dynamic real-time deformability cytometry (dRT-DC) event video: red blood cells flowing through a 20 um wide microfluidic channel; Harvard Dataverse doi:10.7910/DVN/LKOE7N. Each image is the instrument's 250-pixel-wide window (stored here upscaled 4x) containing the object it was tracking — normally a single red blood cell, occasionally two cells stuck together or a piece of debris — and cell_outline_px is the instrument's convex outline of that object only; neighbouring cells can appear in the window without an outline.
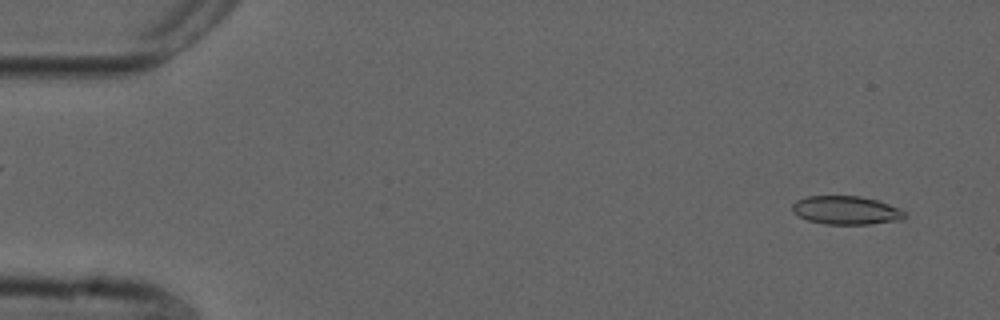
{"species": "common noctule bat (a hibernating species)", "species_latin": "Nyctalus noctula", "temperature_condition": "cold", "stored_images_in_passage": 54, "camera_frame_rate_fps": 3000, "um_per_image_px": 0.085, "animal": {"sex": "male", "forearm_length_mm": 52.5}, "frame": {"image": 1, "passage_image": 3, "time_ms": 0.667, "image_size_px": [1000, 320], "cell_outline_px": [[908, 216], [904, 220], [872, 224], [824, 224], [808, 220], [792, 212], [792, 204], [796, 200], [808, 196], [860, 196], [880, 200], [900, 208]], "centroid_in_image_um": [71.98, 17.87], "position_along_channel_um": 13.0, "area_um2": 18.96}}
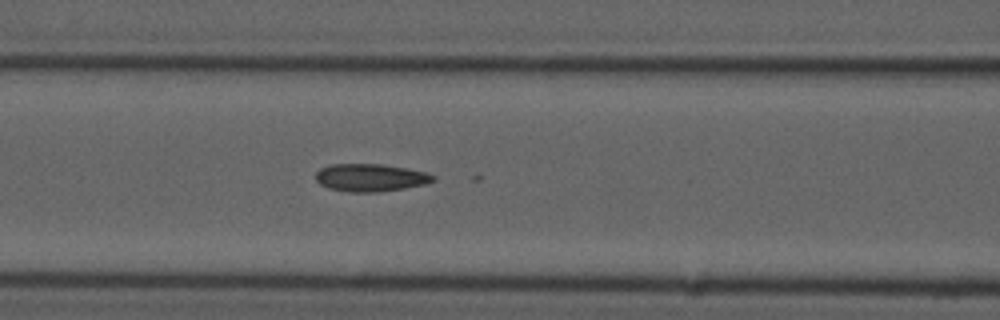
{"frame": {"image": 2, "passage_image": 22, "time_ms": 7.0, "image_size_px": [1000, 320], "cell_outline_px": [[436, 180], [424, 184], [404, 188], [376, 192], [348, 192], [328, 188], [320, 184], [316, 180], [316, 172], [320, 168], [332, 164], [380, 164], [404, 168], [424, 172], [436, 176]], "centroid_in_image_um": [31.46, 15.1], "position_along_channel_um": 135.1, "area_um2": 18.79}}
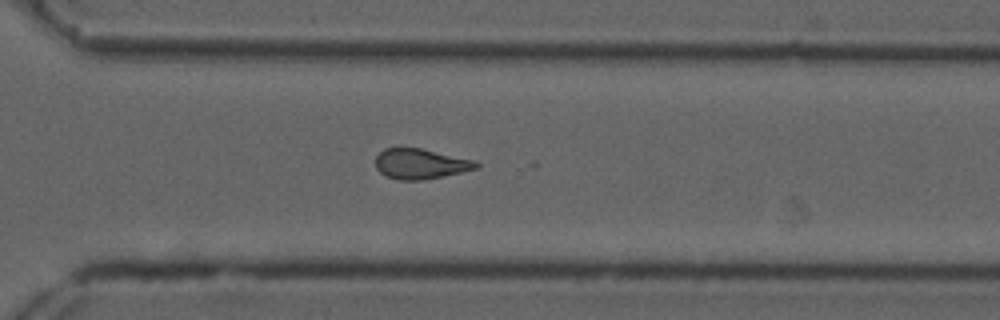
{"frame": {"image": 3, "passage_image": 38, "time_ms": 12.333, "image_size_px": [1000, 320], "cell_outline_px": [[480, 164], [476, 168], [460, 172], [424, 180], [400, 180], [384, 176], [376, 168], [376, 156], [384, 148], [420, 148], [476, 160]], "centroid_in_image_um": [35.72, 13.93], "position_along_channel_um": 334.9, "area_um2": 17.69}, "authors_computed_cell_mechanics": {"area_um2": 18.5538, "velocity_mm_per_s": 3.7593, "shape_relaxation_time_tau1_ms": null, "shape_relaxation_time_tau2_ms": 3.6466, "deformation_change_tau1": null, "deformation_change_tau2": 0.1018}}